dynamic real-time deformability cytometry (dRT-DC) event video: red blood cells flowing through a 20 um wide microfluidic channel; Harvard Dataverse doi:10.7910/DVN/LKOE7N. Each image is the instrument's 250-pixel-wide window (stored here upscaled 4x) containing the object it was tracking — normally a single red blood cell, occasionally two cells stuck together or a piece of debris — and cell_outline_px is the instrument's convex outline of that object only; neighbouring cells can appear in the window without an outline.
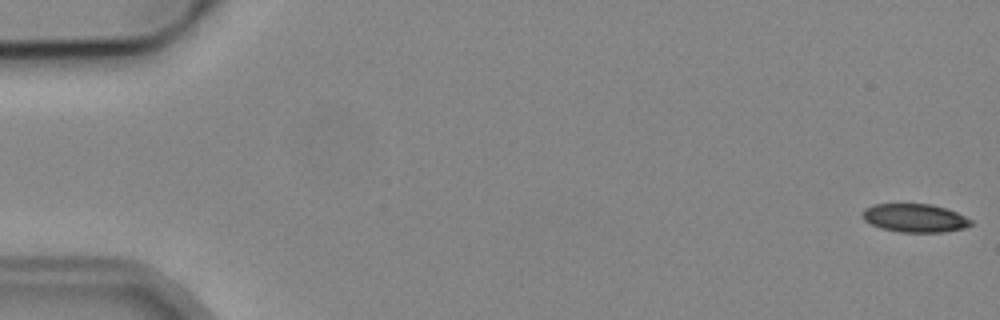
{"species": "common noctule bat (a hibernating species)", "species_latin": "Nyctalus noctula", "temperature_condition": "cold", "stored_images_in_passage": 5, "camera_frame_rate_fps": 3000, "um_per_image_px": 0.085, "animal": {"sex": "male", "body_mass_g": 19.2, "forearm_length_mm": 51.8}, "frame": {"image": 1, "passage_image": 1, "time_ms": 0.0, "image_size_px": [1000, 320], "cell_outline_px": [[972, 224], [964, 228], [944, 232], [900, 232], [880, 228], [864, 220], [860, 212], [864, 208], [872, 204], [932, 204], [956, 212], [972, 220]], "centroid_in_image_um": [77.72, 18.53], "position_along_channel_um": 7.3, "area_um2": 17.98}}